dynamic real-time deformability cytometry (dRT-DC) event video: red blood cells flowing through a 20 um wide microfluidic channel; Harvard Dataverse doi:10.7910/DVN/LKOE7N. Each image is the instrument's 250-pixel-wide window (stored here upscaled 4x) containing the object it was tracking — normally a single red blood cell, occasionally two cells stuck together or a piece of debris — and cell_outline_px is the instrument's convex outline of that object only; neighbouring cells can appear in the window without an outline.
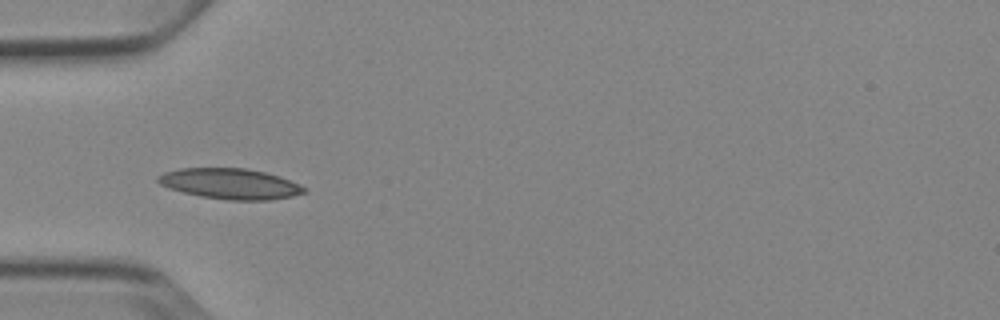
{"species": "Egyptian fruit bat (a non-hibernating species)", "species_latin": "Rousettus aegyptiacus", "temperature_condition": "cold", "stored_images_in_passage": 8, "camera_frame_rate_fps": 3000, "um_per_image_px": 0.085, "animal": {"sex": "female"}, "frame": {"image": 1, "passage_image": 6, "time_ms": 5.667, "image_size_px": [1000, 320], "cell_outline_px": [[308, 192], [292, 196], [268, 200], [228, 200], [200, 196], [168, 188], [160, 184], [156, 180], [156, 176], [164, 172], [180, 168], [244, 168], [264, 172], [280, 176], [300, 184], [308, 188]], "centroid_in_image_um": [19.58, 15.62], "position_along_channel_um": 65.4, "area_um2": 26.18}}
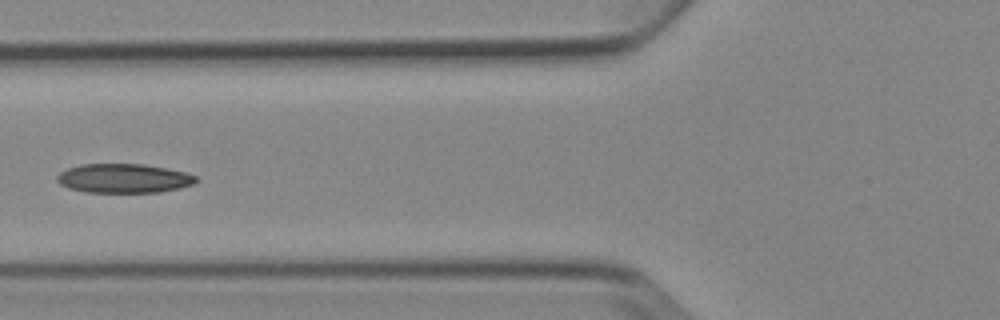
{"frame": {"image": 2, "passage_image": 7, "time_ms": 7.0, "image_size_px": [1000, 320], "cell_outline_px": [[200, 180], [192, 184], [180, 188], [160, 192], [84, 192], [68, 188], [60, 184], [56, 180], [56, 176], [60, 172], [68, 168], [80, 164], [144, 164], [168, 168], [184, 172], [196, 176]], "centroid_in_image_um": [10.51, 15.16], "position_along_channel_um": 115.3, "area_um2": 23.76}}
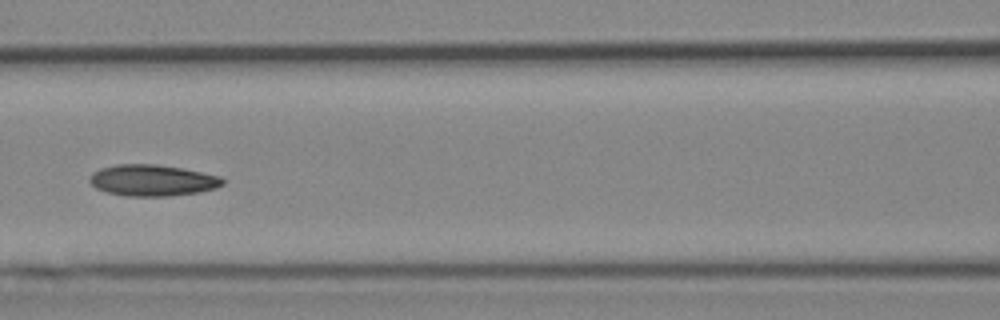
{"frame": {"image": 3, "passage_image": 8, "time_ms": 8.0, "image_size_px": [1000, 320], "cell_outline_px": [[224, 184], [216, 188], [200, 192], [168, 196], [124, 196], [104, 192], [96, 188], [88, 180], [88, 176], [92, 172], [100, 168], [116, 164], [156, 164], [180, 168], [220, 176], [224, 180]], "centroid_in_image_um": [12.91, 15.33], "position_along_channel_um": 153.7, "area_um2": 24.45}}